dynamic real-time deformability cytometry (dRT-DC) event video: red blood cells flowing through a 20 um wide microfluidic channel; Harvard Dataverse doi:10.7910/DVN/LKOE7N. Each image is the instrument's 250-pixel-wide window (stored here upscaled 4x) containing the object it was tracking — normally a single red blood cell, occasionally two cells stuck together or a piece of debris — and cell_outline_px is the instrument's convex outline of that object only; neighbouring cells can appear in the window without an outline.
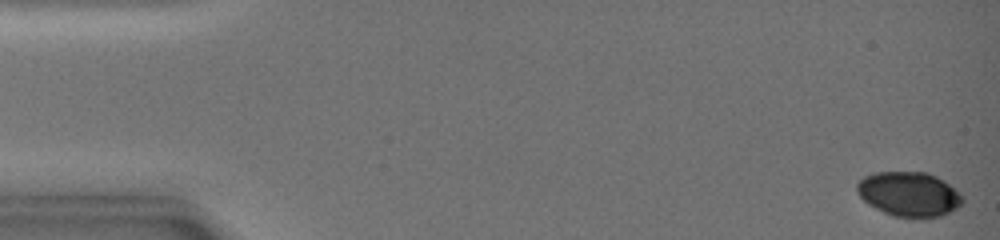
{"species": "common noctule bat (a hibernating species)", "species_latin": "Nyctalus noctula", "temperature_condition": "warm", "stored_images_in_passage": 44, "camera_frame_rate_fps": 3000, "um_per_image_px": 0.085, "animal": {"sex": "female", "body_mass_g": 19.0, "forearm_length_mm": 51.5}, "frame": {"image": 1, "passage_image": 1, "time_ms": 0.0, "image_size_px": [1000, 240], "cell_outline_px": [[964, 200], [956, 208], [940, 216], [920, 220], [916, 220], [892, 216], [868, 204], [860, 196], [856, 188], [856, 184], [864, 176], [876, 172], [928, 172], [944, 180], [960, 192], [964, 196]], "centroid_in_image_um": [77.29, 16.52], "position_along_channel_um": 7.7, "area_um2": 27.92}}